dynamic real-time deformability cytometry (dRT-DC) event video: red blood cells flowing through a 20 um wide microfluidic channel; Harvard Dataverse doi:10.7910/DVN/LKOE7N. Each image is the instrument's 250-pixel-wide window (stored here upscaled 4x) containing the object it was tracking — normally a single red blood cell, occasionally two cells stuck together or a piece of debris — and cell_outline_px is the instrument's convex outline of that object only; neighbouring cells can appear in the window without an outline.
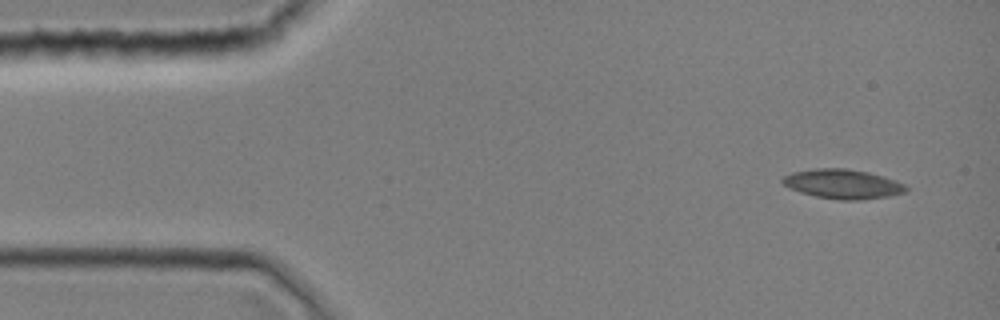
{"species": "common noctule bat (a hibernating species)", "species_latin": "Nyctalus noctula", "temperature_condition": "room temperature", "stored_images_in_passage": 1, "camera_frame_rate_fps": 3000, "um_per_image_px": 0.085, "animal": {"sex": "female", "body_mass_g": 19.0, "forearm_length_mm": 51.5}, "frame": {"image": 1, "passage_image": 1, "time_ms": 0.0, "image_size_px": [1000, 320], "cell_outline_px": [[908, 192], [888, 196], [860, 200], [840, 200], [816, 196], [800, 192], [788, 188], [780, 180], [784, 176], [792, 172], [816, 168], [844, 168], [868, 172], [884, 176], [896, 180], [904, 184], [908, 188]], "centroid_in_image_um": [71.65, 15.64], "position_along_channel_um": 13.4, "area_um2": 21.27}}